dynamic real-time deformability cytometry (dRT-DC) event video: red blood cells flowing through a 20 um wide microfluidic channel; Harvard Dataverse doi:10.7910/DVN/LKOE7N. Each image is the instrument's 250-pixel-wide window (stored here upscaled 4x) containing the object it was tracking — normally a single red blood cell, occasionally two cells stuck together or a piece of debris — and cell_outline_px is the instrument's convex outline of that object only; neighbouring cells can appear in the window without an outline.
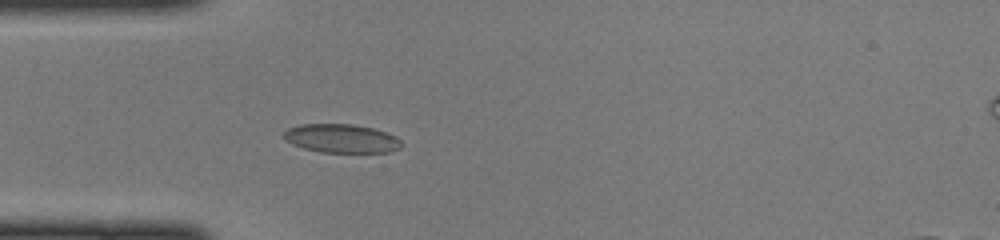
{"species": "common noctule bat (a hibernating species)", "species_latin": "Nyctalus noctula", "temperature_condition": "cold", "stored_images_in_passage": 35, "camera_frame_rate_fps": 3000, "um_per_image_px": 0.085, "animal": {"sex": "female", "body_mass_g": 22.0, "forearm_length_mm": 56.7}, "frame": {"image": 1, "passage_image": 2, "time_ms": 0.333, "image_size_px": [1000, 240], "cell_outline_px": [[400, 148], [388, 152], [320, 152], [304, 148], [292, 144], [284, 140], [280, 136], [288, 128], [300, 124], [352, 124], [372, 128], [396, 136], [400, 140]], "centroid_in_image_um": [28.96, 11.76], "position_along_channel_um": 56.0, "area_um2": 19.65}}
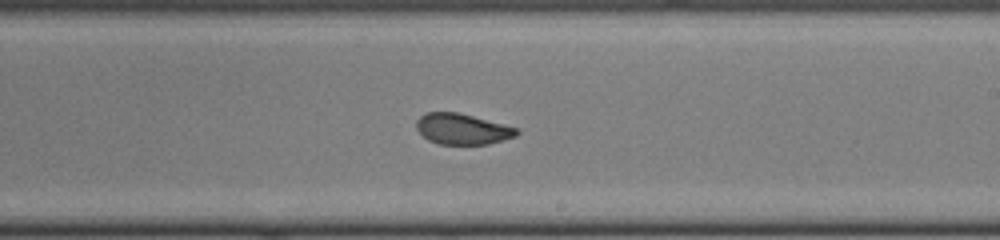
{"frame": {"image": 2, "passage_image": 16, "time_ms": 5.0, "image_size_px": [1000, 240], "cell_outline_px": [[520, 132], [516, 136], [488, 144], [440, 144], [428, 140], [416, 128], [416, 120], [424, 112], [456, 112], [520, 128]], "centroid_in_image_um": [39.3, 10.96], "position_along_channel_um": 249.7, "area_um2": 17.98}}
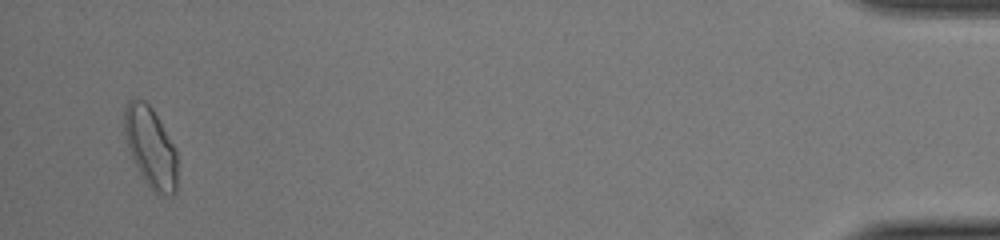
{"frame": {"image": 3, "passage_image": 34, "time_ms": 11.0, "image_size_px": [1000, 240], "cell_outline_px": [[176, 192], [172, 196], [160, 196], [144, 180], [132, 156], [124, 132], [124, 108], [128, 100], [144, 100], [152, 108], [176, 148]], "centroid_in_image_um": [12.81, 12.52], "position_along_channel_um": 422.4, "area_um2": 24.45}}